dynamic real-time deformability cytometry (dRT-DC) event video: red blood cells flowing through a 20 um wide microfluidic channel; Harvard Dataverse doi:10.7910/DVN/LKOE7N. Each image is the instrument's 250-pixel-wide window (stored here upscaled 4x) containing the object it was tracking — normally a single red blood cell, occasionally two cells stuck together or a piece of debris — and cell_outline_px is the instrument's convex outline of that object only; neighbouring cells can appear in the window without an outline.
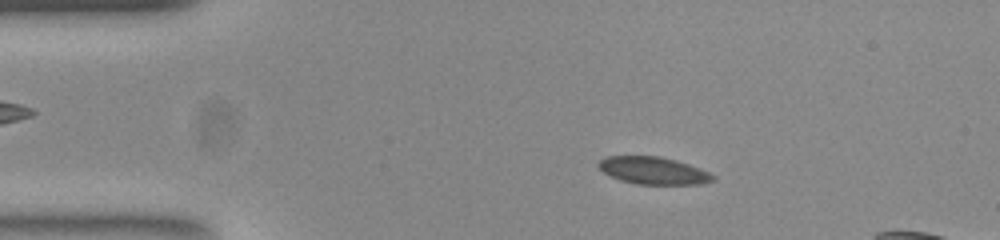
{"species": "common noctule bat (a hibernating species)", "species_latin": "Nyctalus noctula", "temperature_condition": "room temperature", "stored_images_in_passage": 49, "camera_frame_rate_fps": 3000, "um_per_image_px": 0.085, "animal": {"sex": "female", "body_mass_g": 23.0, "forearm_length_mm": 53.4}, "frame": {"image": 1, "passage_image": 9, "time_ms": 2.667, "image_size_px": [1000, 240], "cell_outline_px": [[716, 176], [712, 180], [700, 184], [636, 184], [620, 180], [604, 172], [596, 164], [600, 160], [608, 156], [656, 156], [688, 164], [708, 172]], "centroid_in_image_um": [55.5, 14.5], "position_along_channel_um": 29.5, "area_um2": 17.86}}
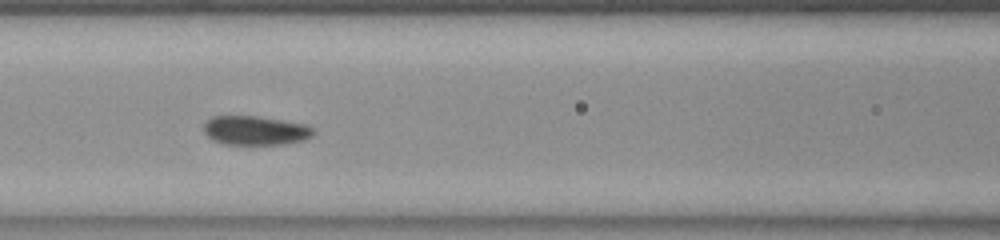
{"frame": {"image": 2, "passage_image": 22, "time_ms": 7.0, "image_size_px": [1000, 240], "cell_outline_px": [[312, 136], [304, 140], [288, 144], [252, 148], [224, 144], [212, 140], [204, 132], [204, 124], [212, 116], [256, 116], [300, 124], [312, 128]], "centroid_in_image_um": [21.65, 11.16], "position_along_channel_um": 145.0, "area_um2": 19.19}}
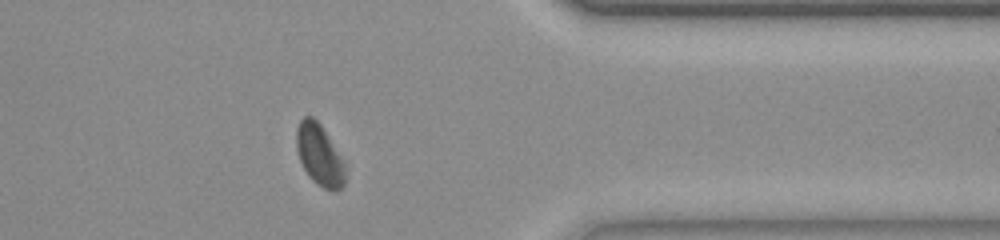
{"frame": {"image": 3, "passage_image": 42, "time_ms": 13.667, "image_size_px": [1000, 240], "cell_outline_px": [[344, 184], [340, 188], [324, 188], [316, 184], [308, 176], [300, 160], [296, 148], [296, 132], [300, 120], [304, 116], [312, 116], [320, 124], [340, 160], [344, 168]], "centroid_in_image_um": [27.07, 13.15], "position_along_channel_um": 384.3, "area_um2": 16.47}, "authors_computed_cell_mechanics": {"area_um2": 18.2648, "velocity_mm_per_s": 3.8316, "shape_relaxation_time_tau1_ms": 3.6003, "shape_relaxation_time_tau2_ms": null, "deformation_change_tau1": 0.0797, "deformation_change_tau2": null}}